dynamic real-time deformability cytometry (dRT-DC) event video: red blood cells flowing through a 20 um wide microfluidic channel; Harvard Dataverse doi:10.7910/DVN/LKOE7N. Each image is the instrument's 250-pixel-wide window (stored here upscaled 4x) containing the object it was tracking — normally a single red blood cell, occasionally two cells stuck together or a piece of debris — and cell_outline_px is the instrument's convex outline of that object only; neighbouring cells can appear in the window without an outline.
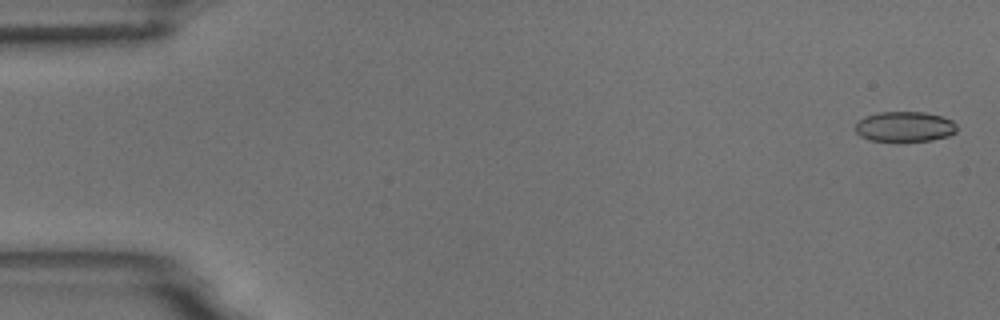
{"species": "common noctule bat (a hibernating species)", "species_latin": "Nyctalus noctula", "temperature_condition": "room temperature", "stored_images_in_passage": 3, "camera_frame_rate_fps": 3000, "um_per_image_px": 0.085, "animal": {"sex": "male", "body_mass_g": 18.8}, "frame": {"image": 1, "passage_image": 1, "time_ms": 0.0, "image_size_px": [1000, 320], "cell_outline_px": [[956, 132], [948, 136], [932, 140], [872, 140], [860, 136], [856, 132], [856, 124], [864, 116], [880, 112], [924, 112], [940, 116], [952, 120], [956, 124]], "centroid_in_image_um": [76.91, 10.75], "position_along_channel_um": 8.1, "area_um2": 17.57}}